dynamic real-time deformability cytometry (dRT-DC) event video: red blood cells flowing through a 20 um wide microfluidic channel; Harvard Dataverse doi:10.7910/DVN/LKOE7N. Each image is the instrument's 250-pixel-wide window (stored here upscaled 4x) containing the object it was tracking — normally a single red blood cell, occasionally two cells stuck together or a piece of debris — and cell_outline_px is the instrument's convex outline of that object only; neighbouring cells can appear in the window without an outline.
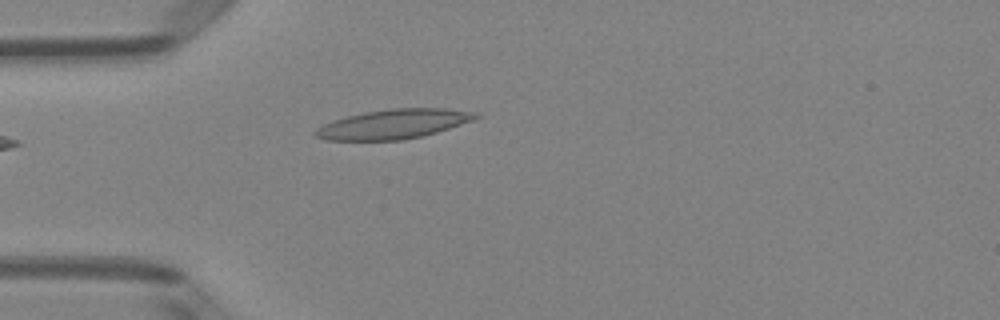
{"species": "Egyptian fruit bat (a non-hibernating species)", "species_latin": "Rousettus aegyptiacus", "temperature_condition": "room temperature", "stored_images_in_passage": 1, "camera_frame_rate_fps": 3000, "um_per_image_px": 0.085, "animal": {"sex": "female"}, "frame": {"image": 1, "passage_image": 1, "time_ms": 0.0, "image_size_px": [1000, 320], "cell_outline_px": [[480, 116], [476, 120], [436, 132], [420, 136], [400, 140], [324, 140], [316, 136], [312, 132], [316, 128], [324, 124], [348, 116], [364, 112], [392, 108], [444, 108], [476, 112]], "centroid_in_image_um": [33.47, 10.54], "position_along_channel_um": 51.5, "area_um2": 27.4}}